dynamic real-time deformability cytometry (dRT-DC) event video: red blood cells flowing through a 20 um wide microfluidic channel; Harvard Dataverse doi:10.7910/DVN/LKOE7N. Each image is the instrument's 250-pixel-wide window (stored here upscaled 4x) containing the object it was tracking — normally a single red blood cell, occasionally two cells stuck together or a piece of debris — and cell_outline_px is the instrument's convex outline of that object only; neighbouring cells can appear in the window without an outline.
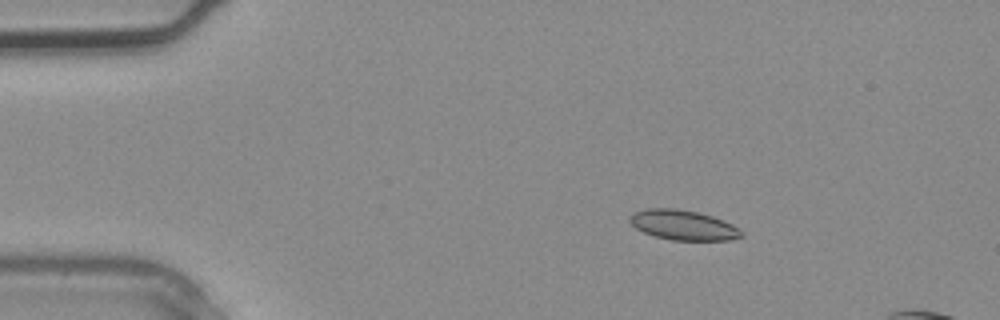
{"species": "common noctule bat (a hibernating species)", "species_latin": "Nyctalus noctula", "temperature_condition": "warm", "stored_images_in_passage": 4, "camera_frame_rate_fps": 3000, "um_per_image_px": 0.085, "animal": {"sex": "male", "body_mass_g": 20.4}, "frame": {"image": 1, "passage_image": 2, "time_ms": 0.333, "image_size_px": [1000, 320], "cell_outline_px": [[744, 236], [728, 240], [672, 240], [656, 236], [644, 232], [636, 228], [628, 220], [636, 212], [648, 208], [676, 208], [696, 212], [712, 216], [732, 224]], "centroid_in_image_um": [58.06, 19.13], "position_along_channel_um": 26.9, "area_um2": 19.07}}